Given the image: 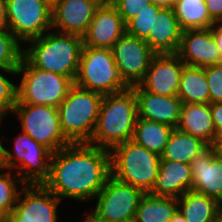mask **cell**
Here are the masks:
<instances>
[{
  "label": "cell",
  "instance_id": "obj_11",
  "mask_svg": "<svg viewBox=\"0 0 222 222\" xmlns=\"http://www.w3.org/2000/svg\"><path fill=\"white\" fill-rule=\"evenodd\" d=\"M144 194L139 188L110 175L95 197L97 202L92 213L107 222H133Z\"/></svg>",
  "mask_w": 222,
  "mask_h": 222
},
{
  "label": "cell",
  "instance_id": "obj_38",
  "mask_svg": "<svg viewBox=\"0 0 222 222\" xmlns=\"http://www.w3.org/2000/svg\"><path fill=\"white\" fill-rule=\"evenodd\" d=\"M6 0H0V31L8 30Z\"/></svg>",
  "mask_w": 222,
  "mask_h": 222
},
{
  "label": "cell",
  "instance_id": "obj_26",
  "mask_svg": "<svg viewBox=\"0 0 222 222\" xmlns=\"http://www.w3.org/2000/svg\"><path fill=\"white\" fill-rule=\"evenodd\" d=\"M177 211V198L145 193L137 207L133 222H169Z\"/></svg>",
  "mask_w": 222,
  "mask_h": 222
},
{
  "label": "cell",
  "instance_id": "obj_20",
  "mask_svg": "<svg viewBox=\"0 0 222 222\" xmlns=\"http://www.w3.org/2000/svg\"><path fill=\"white\" fill-rule=\"evenodd\" d=\"M191 164L180 161L160 160L153 190L156 196L179 198L192 190Z\"/></svg>",
  "mask_w": 222,
  "mask_h": 222
},
{
  "label": "cell",
  "instance_id": "obj_28",
  "mask_svg": "<svg viewBox=\"0 0 222 222\" xmlns=\"http://www.w3.org/2000/svg\"><path fill=\"white\" fill-rule=\"evenodd\" d=\"M173 10L182 30L210 29L216 23L209 15L205 0H178Z\"/></svg>",
  "mask_w": 222,
  "mask_h": 222
},
{
  "label": "cell",
  "instance_id": "obj_15",
  "mask_svg": "<svg viewBox=\"0 0 222 222\" xmlns=\"http://www.w3.org/2000/svg\"><path fill=\"white\" fill-rule=\"evenodd\" d=\"M103 0H56L52 3V31L83 36Z\"/></svg>",
  "mask_w": 222,
  "mask_h": 222
},
{
  "label": "cell",
  "instance_id": "obj_35",
  "mask_svg": "<svg viewBox=\"0 0 222 222\" xmlns=\"http://www.w3.org/2000/svg\"><path fill=\"white\" fill-rule=\"evenodd\" d=\"M211 115L216 129V138L222 137V102L211 104Z\"/></svg>",
  "mask_w": 222,
  "mask_h": 222
},
{
  "label": "cell",
  "instance_id": "obj_42",
  "mask_svg": "<svg viewBox=\"0 0 222 222\" xmlns=\"http://www.w3.org/2000/svg\"><path fill=\"white\" fill-rule=\"evenodd\" d=\"M169 222H186L182 214L177 210Z\"/></svg>",
  "mask_w": 222,
  "mask_h": 222
},
{
  "label": "cell",
  "instance_id": "obj_3",
  "mask_svg": "<svg viewBox=\"0 0 222 222\" xmlns=\"http://www.w3.org/2000/svg\"><path fill=\"white\" fill-rule=\"evenodd\" d=\"M27 44L30 47L23 48V56L34 67L75 80L83 48L81 36L50 30Z\"/></svg>",
  "mask_w": 222,
  "mask_h": 222
},
{
  "label": "cell",
  "instance_id": "obj_46",
  "mask_svg": "<svg viewBox=\"0 0 222 222\" xmlns=\"http://www.w3.org/2000/svg\"><path fill=\"white\" fill-rule=\"evenodd\" d=\"M51 4L54 3L56 0H48Z\"/></svg>",
  "mask_w": 222,
  "mask_h": 222
},
{
  "label": "cell",
  "instance_id": "obj_40",
  "mask_svg": "<svg viewBox=\"0 0 222 222\" xmlns=\"http://www.w3.org/2000/svg\"><path fill=\"white\" fill-rule=\"evenodd\" d=\"M214 147H215L217 155L222 159V137L216 138Z\"/></svg>",
  "mask_w": 222,
  "mask_h": 222
},
{
  "label": "cell",
  "instance_id": "obj_7",
  "mask_svg": "<svg viewBox=\"0 0 222 222\" xmlns=\"http://www.w3.org/2000/svg\"><path fill=\"white\" fill-rule=\"evenodd\" d=\"M74 84L102 95L131 87L123 79L109 48L83 46Z\"/></svg>",
  "mask_w": 222,
  "mask_h": 222
},
{
  "label": "cell",
  "instance_id": "obj_12",
  "mask_svg": "<svg viewBox=\"0 0 222 222\" xmlns=\"http://www.w3.org/2000/svg\"><path fill=\"white\" fill-rule=\"evenodd\" d=\"M61 200L43 184H25L7 222H58Z\"/></svg>",
  "mask_w": 222,
  "mask_h": 222
},
{
  "label": "cell",
  "instance_id": "obj_4",
  "mask_svg": "<svg viewBox=\"0 0 222 222\" xmlns=\"http://www.w3.org/2000/svg\"><path fill=\"white\" fill-rule=\"evenodd\" d=\"M111 175L119 181L150 193L155 185L161 156L128 140L110 150Z\"/></svg>",
  "mask_w": 222,
  "mask_h": 222
},
{
  "label": "cell",
  "instance_id": "obj_5",
  "mask_svg": "<svg viewBox=\"0 0 222 222\" xmlns=\"http://www.w3.org/2000/svg\"><path fill=\"white\" fill-rule=\"evenodd\" d=\"M103 95L73 85L58 106L60 126L71 143H89L96 127Z\"/></svg>",
  "mask_w": 222,
  "mask_h": 222
},
{
  "label": "cell",
  "instance_id": "obj_8",
  "mask_svg": "<svg viewBox=\"0 0 222 222\" xmlns=\"http://www.w3.org/2000/svg\"><path fill=\"white\" fill-rule=\"evenodd\" d=\"M13 150L3 146V168L15 170L25 184H43L50 175L52 152L21 130Z\"/></svg>",
  "mask_w": 222,
  "mask_h": 222
},
{
  "label": "cell",
  "instance_id": "obj_23",
  "mask_svg": "<svg viewBox=\"0 0 222 222\" xmlns=\"http://www.w3.org/2000/svg\"><path fill=\"white\" fill-rule=\"evenodd\" d=\"M221 209L222 204L216 199L193 190L177 198V210L186 222H214Z\"/></svg>",
  "mask_w": 222,
  "mask_h": 222
},
{
  "label": "cell",
  "instance_id": "obj_29",
  "mask_svg": "<svg viewBox=\"0 0 222 222\" xmlns=\"http://www.w3.org/2000/svg\"><path fill=\"white\" fill-rule=\"evenodd\" d=\"M0 170H5L2 173L0 171V210L8 216L17 202L20 192L18 185L24 186L25 183L12 170L6 171V168Z\"/></svg>",
  "mask_w": 222,
  "mask_h": 222
},
{
  "label": "cell",
  "instance_id": "obj_30",
  "mask_svg": "<svg viewBox=\"0 0 222 222\" xmlns=\"http://www.w3.org/2000/svg\"><path fill=\"white\" fill-rule=\"evenodd\" d=\"M161 9L162 7L151 3L148 7L139 10L138 14L125 25L126 33L146 40L149 31L153 30L155 19H158L157 15Z\"/></svg>",
  "mask_w": 222,
  "mask_h": 222
},
{
  "label": "cell",
  "instance_id": "obj_43",
  "mask_svg": "<svg viewBox=\"0 0 222 222\" xmlns=\"http://www.w3.org/2000/svg\"><path fill=\"white\" fill-rule=\"evenodd\" d=\"M5 117L0 116V123L4 120ZM2 139L0 140V169L3 168V144Z\"/></svg>",
  "mask_w": 222,
  "mask_h": 222
},
{
  "label": "cell",
  "instance_id": "obj_22",
  "mask_svg": "<svg viewBox=\"0 0 222 222\" xmlns=\"http://www.w3.org/2000/svg\"><path fill=\"white\" fill-rule=\"evenodd\" d=\"M177 129L201 138L208 145L216 141V129L211 115V104L182 103Z\"/></svg>",
  "mask_w": 222,
  "mask_h": 222
},
{
  "label": "cell",
  "instance_id": "obj_9",
  "mask_svg": "<svg viewBox=\"0 0 222 222\" xmlns=\"http://www.w3.org/2000/svg\"><path fill=\"white\" fill-rule=\"evenodd\" d=\"M12 113L19 117L22 131L52 153L71 144L62 132L58 107L16 101Z\"/></svg>",
  "mask_w": 222,
  "mask_h": 222
},
{
  "label": "cell",
  "instance_id": "obj_27",
  "mask_svg": "<svg viewBox=\"0 0 222 222\" xmlns=\"http://www.w3.org/2000/svg\"><path fill=\"white\" fill-rule=\"evenodd\" d=\"M173 129L166 124L138 117L132 140L161 156Z\"/></svg>",
  "mask_w": 222,
  "mask_h": 222
},
{
  "label": "cell",
  "instance_id": "obj_24",
  "mask_svg": "<svg viewBox=\"0 0 222 222\" xmlns=\"http://www.w3.org/2000/svg\"><path fill=\"white\" fill-rule=\"evenodd\" d=\"M208 144L201 138L174 128L161 155V160L180 161L191 164L194 157Z\"/></svg>",
  "mask_w": 222,
  "mask_h": 222
},
{
  "label": "cell",
  "instance_id": "obj_36",
  "mask_svg": "<svg viewBox=\"0 0 222 222\" xmlns=\"http://www.w3.org/2000/svg\"><path fill=\"white\" fill-rule=\"evenodd\" d=\"M210 17L217 23L222 21V0H205Z\"/></svg>",
  "mask_w": 222,
  "mask_h": 222
},
{
  "label": "cell",
  "instance_id": "obj_6",
  "mask_svg": "<svg viewBox=\"0 0 222 222\" xmlns=\"http://www.w3.org/2000/svg\"><path fill=\"white\" fill-rule=\"evenodd\" d=\"M17 101L31 105L58 107L74 85L70 77L34 67L24 56L18 68Z\"/></svg>",
  "mask_w": 222,
  "mask_h": 222
},
{
  "label": "cell",
  "instance_id": "obj_45",
  "mask_svg": "<svg viewBox=\"0 0 222 222\" xmlns=\"http://www.w3.org/2000/svg\"><path fill=\"white\" fill-rule=\"evenodd\" d=\"M7 216L0 210V222H6Z\"/></svg>",
  "mask_w": 222,
  "mask_h": 222
},
{
  "label": "cell",
  "instance_id": "obj_33",
  "mask_svg": "<svg viewBox=\"0 0 222 222\" xmlns=\"http://www.w3.org/2000/svg\"><path fill=\"white\" fill-rule=\"evenodd\" d=\"M209 89V103L222 102V63L203 67Z\"/></svg>",
  "mask_w": 222,
  "mask_h": 222
},
{
  "label": "cell",
  "instance_id": "obj_21",
  "mask_svg": "<svg viewBox=\"0 0 222 222\" xmlns=\"http://www.w3.org/2000/svg\"><path fill=\"white\" fill-rule=\"evenodd\" d=\"M157 18L145 41L156 54L177 53L183 30L173 8H162Z\"/></svg>",
  "mask_w": 222,
  "mask_h": 222
},
{
  "label": "cell",
  "instance_id": "obj_39",
  "mask_svg": "<svg viewBox=\"0 0 222 222\" xmlns=\"http://www.w3.org/2000/svg\"><path fill=\"white\" fill-rule=\"evenodd\" d=\"M150 2L162 8H173L178 0H150Z\"/></svg>",
  "mask_w": 222,
  "mask_h": 222
},
{
  "label": "cell",
  "instance_id": "obj_41",
  "mask_svg": "<svg viewBox=\"0 0 222 222\" xmlns=\"http://www.w3.org/2000/svg\"><path fill=\"white\" fill-rule=\"evenodd\" d=\"M87 217H85L83 219L82 222H107V221H103L101 219H99L95 214H93L92 212L88 214L87 212Z\"/></svg>",
  "mask_w": 222,
  "mask_h": 222
},
{
  "label": "cell",
  "instance_id": "obj_14",
  "mask_svg": "<svg viewBox=\"0 0 222 222\" xmlns=\"http://www.w3.org/2000/svg\"><path fill=\"white\" fill-rule=\"evenodd\" d=\"M185 63L176 53L155 54L142 82L145 91L162 96L177 95Z\"/></svg>",
  "mask_w": 222,
  "mask_h": 222
},
{
  "label": "cell",
  "instance_id": "obj_1",
  "mask_svg": "<svg viewBox=\"0 0 222 222\" xmlns=\"http://www.w3.org/2000/svg\"><path fill=\"white\" fill-rule=\"evenodd\" d=\"M110 175V150L89 143H71L52 153L50 175L43 185L60 200L89 202Z\"/></svg>",
  "mask_w": 222,
  "mask_h": 222
},
{
  "label": "cell",
  "instance_id": "obj_2",
  "mask_svg": "<svg viewBox=\"0 0 222 222\" xmlns=\"http://www.w3.org/2000/svg\"><path fill=\"white\" fill-rule=\"evenodd\" d=\"M137 118V98L132 88L103 95L89 144L111 150L117 144L131 140Z\"/></svg>",
  "mask_w": 222,
  "mask_h": 222
},
{
  "label": "cell",
  "instance_id": "obj_31",
  "mask_svg": "<svg viewBox=\"0 0 222 222\" xmlns=\"http://www.w3.org/2000/svg\"><path fill=\"white\" fill-rule=\"evenodd\" d=\"M23 57L21 43L8 31H0V68L17 69Z\"/></svg>",
  "mask_w": 222,
  "mask_h": 222
},
{
  "label": "cell",
  "instance_id": "obj_44",
  "mask_svg": "<svg viewBox=\"0 0 222 222\" xmlns=\"http://www.w3.org/2000/svg\"><path fill=\"white\" fill-rule=\"evenodd\" d=\"M214 222H222V209L217 213Z\"/></svg>",
  "mask_w": 222,
  "mask_h": 222
},
{
  "label": "cell",
  "instance_id": "obj_19",
  "mask_svg": "<svg viewBox=\"0 0 222 222\" xmlns=\"http://www.w3.org/2000/svg\"><path fill=\"white\" fill-rule=\"evenodd\" d=\"M137 98L138 117L176 128L182 101L177 95L162 96L145 91L140 85L131 87Z\"/></svg>",
  "mask_w": 222,
  "mask_h": 222
},
{
  "label": "cell",
  "instance_id": "obj_10",
  "mask_svg": "<svg viewBox=\"0 0 222 222\" xmlns=\"http://www.w3.org/2000/svg\"><path fill=\"white\" fill-rule=\"evenodd\" d=\"M8 31L29 42L52 29V4L48 0H6Z\"/></svg>",
  "mask_w": 222,
  "mask_h": 222
},
{
  "label": "cell",
  "instance_id": "obj_25",
  "mask_svg": "<svg viewBox=\"0 0 222 222\" xmlns=\"http://www.w3.org/2000/svg\"><path fill=\"white\" fill-rule=\"evenodd\" d=\"M177 96L182 103H209V89L204 68L184 66Z\"/></svg>",
  "mask_w": 222,
  "mask_h": 222
},
{
  "label": "cell",
  "instance_id": "obj_13",
  "mask_svg": "<svg viewBox=\"0 0 222 222\" xmlns=\"http://www.w3.org/2000/svg\"><path fill=\"white\" fill-rule=\"evenodd\" d=\"M111 50L117 68L130 87L142 82L156 54L145 40L126 32L116 41Z\"/></svg>",
  "mask_w": 222,
  "mask_h": 222
},
{
  "label": "cell",
  "instance_id": "obj_34",
  "mask_svg": "<svg viewBox=\"0 0 222 222\" xmlns=\"http://www.w3.org/2000/svg\"><path fill=\"white\" fill-rule=\"evenodd\" d=\"M112 4L116 7L126 25L138 14L139 10L148 7L151 2L150 0H114Z\"/></svg>",
  "mask_w": 222,
  "mask_h": 222
},
{
  "label": "cell",
  "instance_id": "obj_17",
  "mask_svg": "<svg viewBox=\"0 0 222 222\" xmlns=\"http://www.w3.org/2000/svg\"><path fill=\"white\" fill-rule=\"evenodd\" d=\"M176 54L188 66L203 68L222 63L211 29L183 30Z\"/></svg>",
  "mask_w": 222,
  "mask_h": 222
},
{
  "label": "cell",
  "instance_id": "obj_37",
  "mask_svg": "<svg viewBox=\"0 0 222 222\" xmlns=\"http://www.w3.org/2000/svg\"><path fill=\"white\" fill-rule=\"evenodd\" d=\"M210 29L213 33L214 39L216 41L222 59V24L220 22H217Z\"/></svg>",
  "mask_w": 222,
  "mask_h": 222
},
{
  "label": "cell",
  "instance_id": "obj_16",
  "mask_svg": "<svg viewBox=\"0 0 222 222\" xmlns=\"http://www.w3.org/2000/svg\"><path fill=\"white\" fill-rule=\"evenodd\" d=\"M125 32L126 26L116 7L111 2L103 0L82 36L83 46L111 49Z\"/></svg>",
  "mask_w": 222,
  "mask_h": 222
},
{
  "label": "cell",
  "instance_id": "obj_32",
  "mask_svg": "<svg viewBox=\"0 0 222 222\" xmlns=\"http://www.w3.org/2000/svg\"><path fill=\"white\" fill-rule=\"evenodd\" d=\"M0 116L7 117L12 114L13 108L17 101V85L8 79L5 75H17L16 69L0 68Z\"/></svg>",
  "mask_w": 222,
  "mask_h": 222
},
{
  "label": "cell",
  "instance_id": "obj_18",
  "mask_svg": "<svg viewBox=\"0 0 222 222\" xmlns=\"http://www.w3.org/2000/svg\"><path fill=\"white\" fill-rule=\"evenodd\" d=\"M192 190L222 204V159L208 145L191 162Z\"/></svg>",
  "mask_w": 222,
  "mask_h": 222
}]
</instances>
